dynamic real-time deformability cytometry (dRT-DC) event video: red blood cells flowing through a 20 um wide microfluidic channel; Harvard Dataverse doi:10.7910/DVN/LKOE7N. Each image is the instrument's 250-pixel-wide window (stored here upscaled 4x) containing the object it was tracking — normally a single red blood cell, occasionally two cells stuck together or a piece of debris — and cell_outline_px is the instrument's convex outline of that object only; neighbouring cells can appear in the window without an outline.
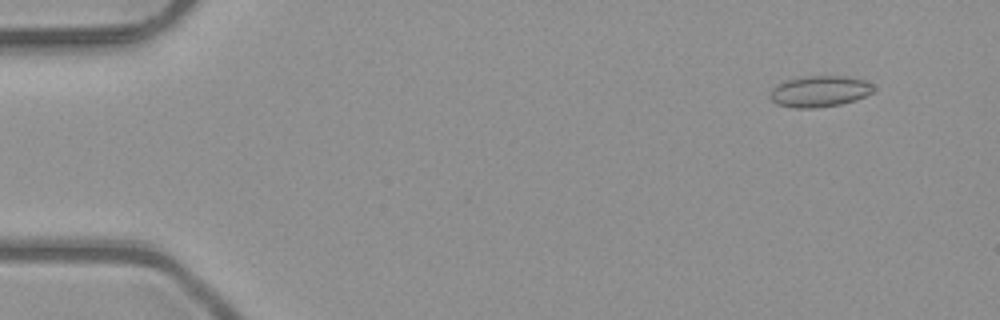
{"species": "common noctule bat (a hibernating species)", "species_latin": "Nyctalus noctula", "temperature_condition": "room temperature", "stored_images_in_passage": 4, "camera_frame_rate_fps": 3000, "um_per_image_px": 0.085, "animal": {"sex": "male", "body_mass_g": 23.1, "forearm_length_mm": 52.7}, "frame": {"image": 1, "passage_image": 1, "time_ms": 0.0, "image_size_px": [1000, 320], "cell_outline_px": [[876, 92], [856, 100], [840, 104], [816, 108], [796, 108], [776, 104], [768, 96], [772, 88], [784, 80], [804, 76], [848, 76], [864, 80], [872, 84], [876, 88]], "centroid_in_image_um": [69.69, 7.76], "position_along_channel_um": 15.3, "area_um2": 19.13}}
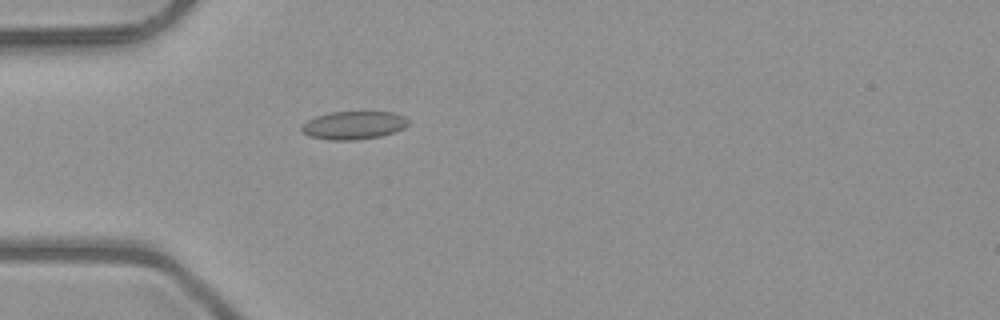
{"frame": {"image": 2, "passage_image": 4, "time_ms": 1.0, "image_size_px": [1000, 320], "cell_outline_px": [[408, 124], [404, 128], [380, 136], [356, 140], [332, 140], [312, 136], [304, 132], [300, 128], [308, 120], [316, 116], [332, 112], [392, 112], [404, 116], [408, 120]], "centroid_in_image_um": [30.08, 10.64], "position_along_channel_um": 54.9, "area_um2": 17.17}}